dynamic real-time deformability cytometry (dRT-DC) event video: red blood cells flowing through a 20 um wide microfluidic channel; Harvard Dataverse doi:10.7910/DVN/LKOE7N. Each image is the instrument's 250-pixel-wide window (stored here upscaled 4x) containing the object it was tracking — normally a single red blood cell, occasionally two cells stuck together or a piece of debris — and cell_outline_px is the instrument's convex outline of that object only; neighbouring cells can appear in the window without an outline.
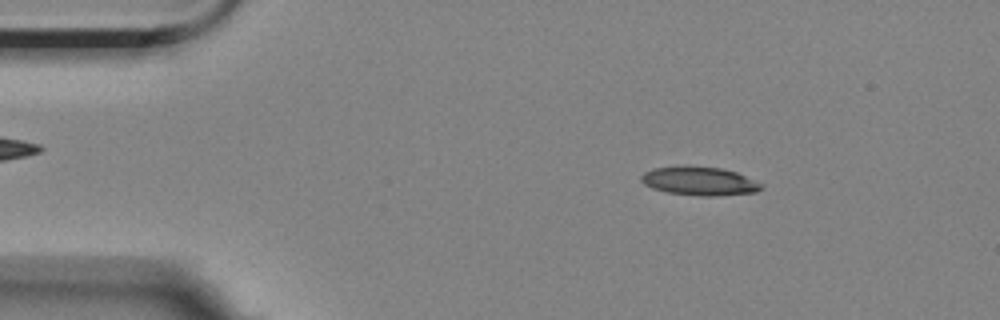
{"species": "Egyptian fruit bat (a non-hibernating species)", "species_latin": "Rousettus aegyptiacus", "temperature_condition": "room temperature", "stored_images_in_passage": 5, "camera_frame_rate_fps": 3000, "um_per_image_px": 0.085, "animal": {"sex": "female"}, "frame": {"image": 1, "passage_image": 3, "time_ms": 2.0, "image_size_px": [1000, 320], "cell_outline_px": [[764, 188], [756, 192], [716, 196], [700, 196], [668, 192], [652, 188], [644, 184], [640, 180], [640, 176], [644, 172], [652, 168], [680, 164], [688, 164], [720, 168], [736, 172], [764, 184]], "centroid_in_image_um": [59.43, 15.36], "position_along_channel_um": 25.6, "area_um2": 20.58}}